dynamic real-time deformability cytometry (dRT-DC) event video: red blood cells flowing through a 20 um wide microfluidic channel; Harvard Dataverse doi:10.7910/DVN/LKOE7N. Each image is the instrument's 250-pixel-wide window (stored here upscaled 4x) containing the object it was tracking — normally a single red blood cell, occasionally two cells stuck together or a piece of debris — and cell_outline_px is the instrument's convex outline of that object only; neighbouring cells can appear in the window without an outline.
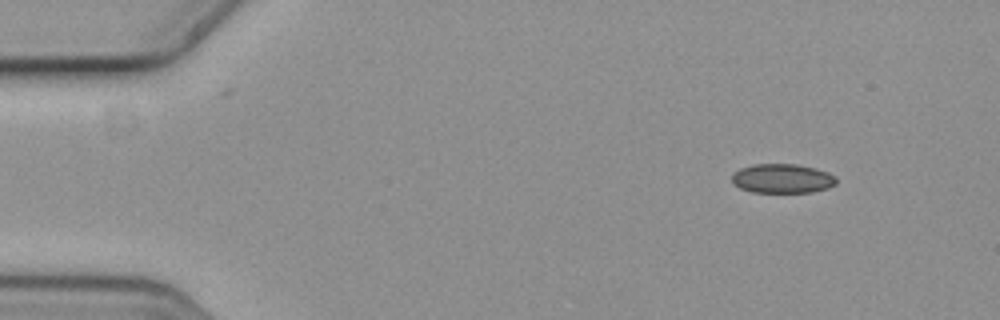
{"species": "common noctule bat (a hibernating species)", "species_latin": "Nyctalus noctula", "temperature_condition": "cold", "stored_images_in_passage": 5, "camera_frame_rate_fps": 3000, "um_per_image_px": 0.085, "animal": {"sex": "female", "body_mass_g": 19.3, "forearm_length_mm": 54.1}, "frame": {"image": 1, "passage_image": 1, "time_ms": 0.0, "image_size_px": [1000, 320], "cell_outline_px": [[836, 184], [828, 188], [812, 192], [752, 192], [740, 188], [732, 180], [732, 176], [740, 168], [756, 164], [796, 164], [816, 168], [828, 172], [836, 176]], "centroid_in_image_um": [66.54, 15.17], "position_along_channel_um": 18.5, "area_um2": 17.74}}